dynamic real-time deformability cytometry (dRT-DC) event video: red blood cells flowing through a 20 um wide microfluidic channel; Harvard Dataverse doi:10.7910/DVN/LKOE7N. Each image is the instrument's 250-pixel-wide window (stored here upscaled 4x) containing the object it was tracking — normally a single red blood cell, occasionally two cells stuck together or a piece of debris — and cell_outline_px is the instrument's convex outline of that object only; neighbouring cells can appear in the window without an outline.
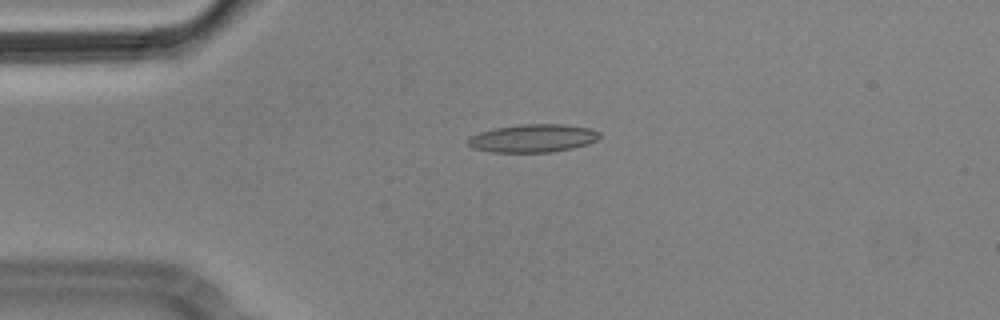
{"species": "Egyptian fruit bat (a non-hibernating species)", "species_latin": "Rousettus aegyptiacus", "temperature_condition": "cold", "stored_images_in_passage": 6, "camera_frame_rate_fps": 3000, "um_per_image_px": 0.085, "animal": {"sex": "male"}, "frame": {"image": 1, "passage_image": 4, "time_ms": 1.0, "image_size_px": [1000, 320], "cell_outline_px": [[600, 136], [596, 140], [588, 144], [572, 148], [552, 152], [492, 152], [472, 148], [468, 144], [468, 136], [480, 132], [496, 128], [520, 124], [560, 124], [588, 128], [600, 132]], "centroid_in_image_um": [45.28, 11.75], "position_along_channel_um": 39.7, "area_um2": 21.44}}